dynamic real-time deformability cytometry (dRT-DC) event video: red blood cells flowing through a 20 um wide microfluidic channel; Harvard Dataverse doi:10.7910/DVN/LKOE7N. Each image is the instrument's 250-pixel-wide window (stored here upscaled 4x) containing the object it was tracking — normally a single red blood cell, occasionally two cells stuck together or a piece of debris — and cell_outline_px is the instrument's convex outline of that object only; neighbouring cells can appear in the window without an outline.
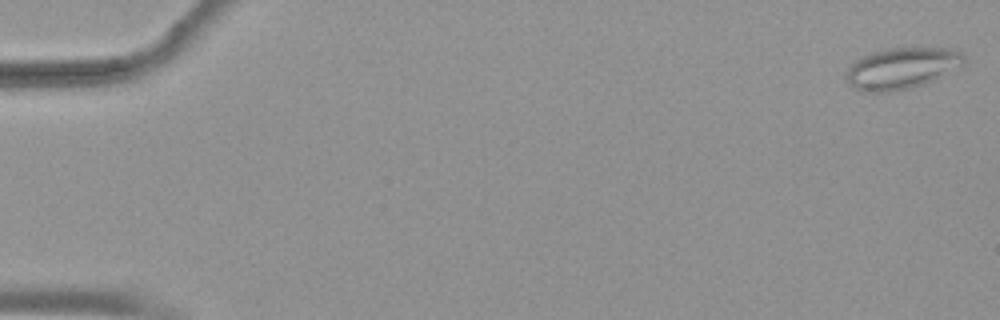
{"species": "common noctule bat (a hibernating species)", "species_latin": "Nyctalus noctula", "temperature_condition": "warm", "stored_images_in_passage": 54, "camera_frame_rate_fps": 3000, "um_per_image_px": 0.085, "animal": {"sex": "female", "body_mass_g": 19.9}, "frame": {"image": 1, "passage_image": 1, "time_ms": 0.0, "image_size_px": [1000, 320], "cell_outline_px": [[964, 68], [924, 84], [912, 88], [892, 92], [860, 92], [852, 88], [848, 84], [844, 76], [848, 68], [856, 60], [872, 52], [888, 48], [952, 48], [960, 52], [964, 56]], "centroid_in_image_um": [76.68, 5.83], "position_along_channel_um": 8.3, "area_um2": 29.02}}
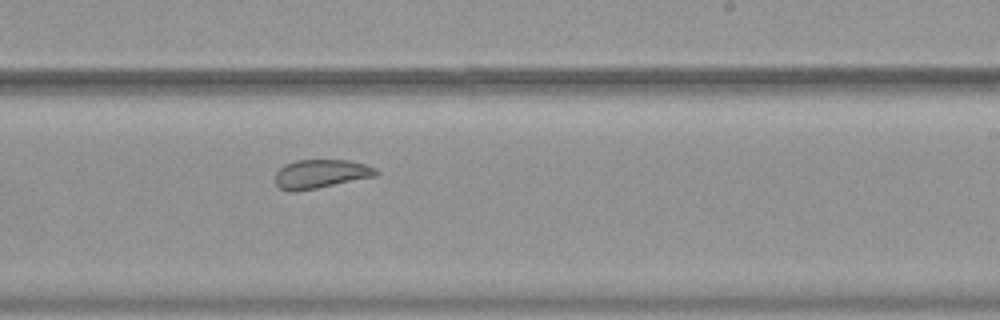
{"frame": {"image": 2, "passage_image": 34, "time_ms": 11.0, "image_size_px": [1000, 320], "cell_outline_px": [[380, 172], [376, 176], [316, 188], [292, 192], [288, 192], [280, 188], [276, 184], [276, 172], [284, 164], [296, 160], [348, 160], [364, 164], [376, 168]], "centroid_in_image_um": [27.26, 14.78], "position_along_channel_um": 261.7, "area_um2": 16.88}}
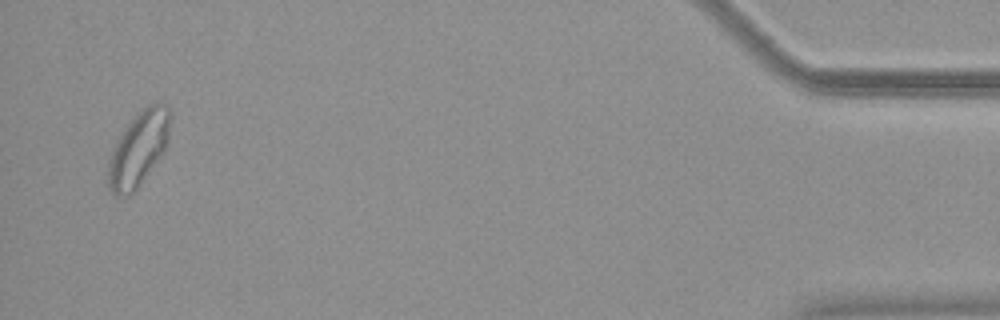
{"frame": {"image": 3, "passage_image": 53, "time_ms": 17.333, "image_size_px": [1000, 320], "cell_outline_px": [[172, 116], [168, 144], [164, 152], [136, 188], [128, 196], [116, 196], [112, 192], [108, 184], [108, 164], [112, 152], [124, 128], [148, 104], [160, 100], [168, 104]], "centroid_in_image_um": [11.84, 12.59], "position_along_channel_um": 423.4, "area_um2": 26.82}, "authors_computed_cell_mechanics": {"area_um2": 23.0911, "velocity_mm_per_s": 3.75, "shape_relaxation_time_tau1_ms": null, "shape_relaxation_time_tau2_ms": 1.4364, "deformation_change_tau1": null, "deformation_change_tau2": 0.0862}}